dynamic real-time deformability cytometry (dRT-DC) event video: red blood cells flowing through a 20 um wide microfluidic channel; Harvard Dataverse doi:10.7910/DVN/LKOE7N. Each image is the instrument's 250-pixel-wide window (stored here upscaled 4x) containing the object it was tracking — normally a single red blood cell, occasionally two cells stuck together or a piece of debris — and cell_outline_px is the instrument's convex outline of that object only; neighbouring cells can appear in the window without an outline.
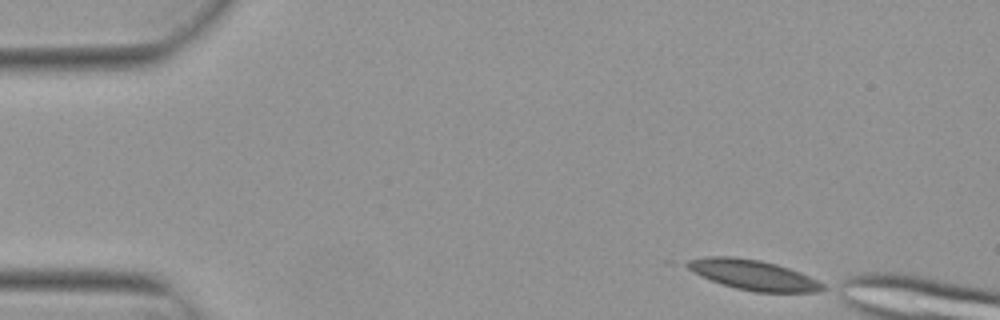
{"species": "Egyptian fruit bat (a non-hibernating species)", "species_latin": "Rousettus aegyptiacus", "temperature_condition": "warm", "stored_images_in_passage": 9, "camera_frame_rate_fps": 3000, "um_per_image_px": 0.085, "animal": {"sex": "female"}, "frame": {"image": 1, "passage_image": 1, "time_ms": 0.0, "image_size_px": [1000, 320], "cell_outline_px": [[824, 288], [816, 292], [756, 292], [736, 288], [712, 280], [680, 264], [688, 260], [708, 256], [732, 256], [760, 260], [776, 264], [800, 272], [824, 284]], "centroid_in_image_um": [64.01, 23.35], "position_along_channel_um": 21.0, "area_um2": 23.41}}